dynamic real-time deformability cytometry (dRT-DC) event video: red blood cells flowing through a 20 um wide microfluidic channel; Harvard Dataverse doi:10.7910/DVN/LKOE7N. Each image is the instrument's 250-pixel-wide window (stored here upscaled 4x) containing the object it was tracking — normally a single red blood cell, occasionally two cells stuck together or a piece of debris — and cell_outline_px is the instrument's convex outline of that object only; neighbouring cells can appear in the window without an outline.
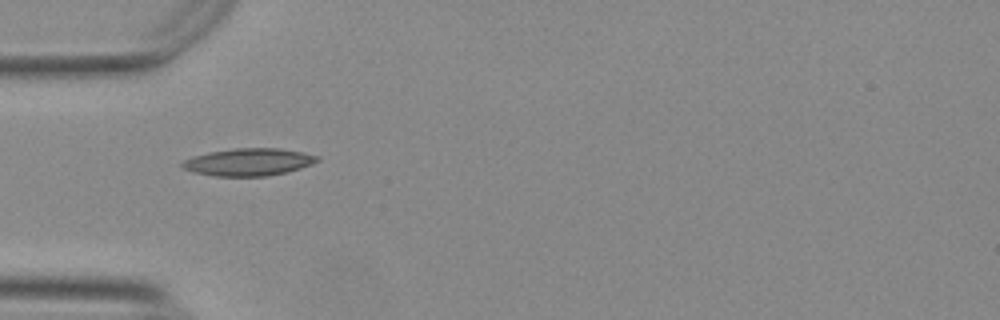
{"species": "Egyptian fruit bat (a non-hibernating species)", "species_latin": "Rousettus aegyptiacus", "temperature_condition": "warm", "stored_images_in_passage": 38, "camera_frame_rate_fps": 3000, "um_per_image_px": 0.085, "animal": {"sex": "female"}, "frame": {"image": 1, "passage_image": 1, "time_ms": 0.0, "image_size_px": [1000, 320], "cell_outline_px": [[320, 160], [312, 164], [288, 172], [268, 176], [216, 176], [192, 172], [184, 168], [180, 164], [184, 160], [192, 156], [208, 152], [232, 148], [280, 148], [304, 152], [320, 156]], "centroid_in_image_um": [21.15, 13.76], "position_along_channel_um": 63.8, "area_um2": 21.79}}
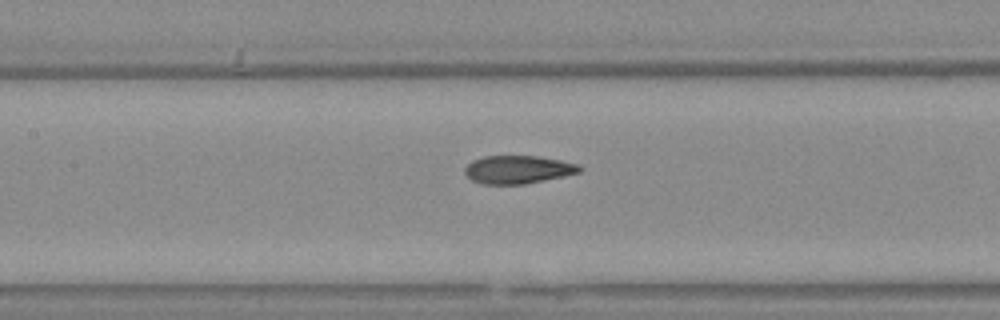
{"frame": {"image": 2, "passage_image": 9, "time_ms": 2.667, "image_size_px": [1000, 320], "cell_outline_px": [[584, 168], [580, 172], [564, 176], [524, 184], [480, 184], [472, 180], [464, 172], [464, 168], [472, 160], [484, 156], [536, 156], [560, 160], [576, 164]], "centroid_in_image_um": [44.01, 14.41], "position_along_channel_um": 163.4, "area_um2": 18.73}}
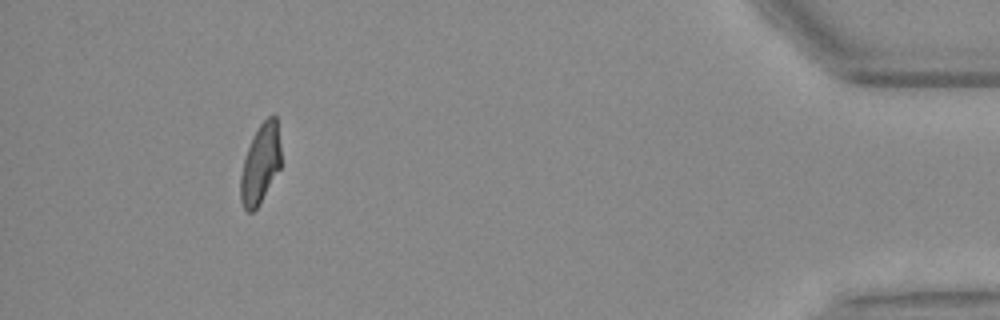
{"frame": {"image": 3, "passage_image": 34, "time_ms": 11.0, "image_size_px": [1000, 320], "cell_outline_px": [[280, 168], [260, 204], [252, 212], [248, 212], [244, 208], [240, 200], [240, 176], [244, 160], [248, 148], [260, 124], [272, 112], [276, 116], [280, 144]], "centroid_in_image_um": [22.14, 13.95], "position_along_channel_um": 413.1, "area_um2": 18.61}, "authors_computed_cell_mechanics": {"area_um2": 19.3052, "velocity_mm_per_s": 3.7578, "shape_relaxation_time_tau1_ms": null, "shape_relaxation_time_tau2_ms": 1.3033, "deformation_change_tau1": null, "deformation_change_tau2": 0.082}}